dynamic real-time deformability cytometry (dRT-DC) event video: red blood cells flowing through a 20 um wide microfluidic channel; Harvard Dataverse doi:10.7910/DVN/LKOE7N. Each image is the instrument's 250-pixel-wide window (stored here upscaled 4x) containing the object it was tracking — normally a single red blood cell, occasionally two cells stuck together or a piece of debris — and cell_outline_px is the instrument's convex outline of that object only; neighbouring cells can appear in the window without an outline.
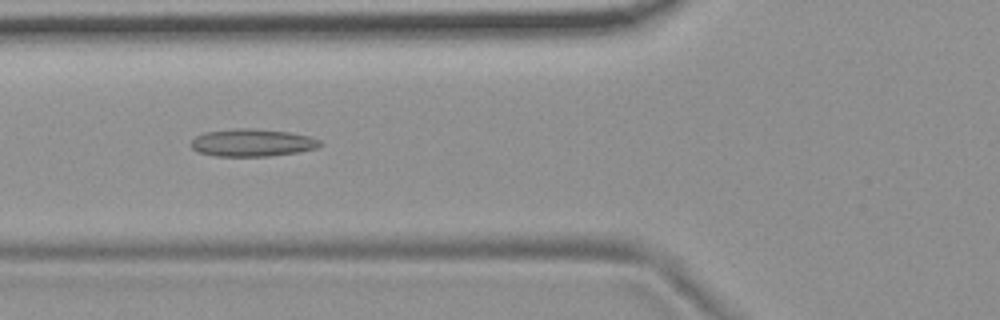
{"species": "common noctule bat (a hibernating species)", "species_latin": "Nyctalus noctula", "temperature_condition": "room temperature", "stored_images_in_passage": 40, "camera_frame_rate_fps": 3000, "um_per_image_px": 0.085, "animal": {"sex": "female", "body_mass_g": 19.9}, "frame": {"image": 1, "passage_image": 12, "time_ms": 3.667, "image_size_px": [1000, 320], "cell_outline_px": [[324, 144], [316, 148], [300, 152], [268, 156], [216, 156], [196, 152], [192, 148], [192, 140], [196, 136], [204, 132], [236, 128], [252, 128], [288, 132], [308, 136], [320, 140]], "centroid_in_image_um": [21.44, 12.13], "position_along_channel_um": 104.4, "area_um2": 20.75}, "authors_computed_cell_mechanics": {"area_um2": 19.4497, "velocity_mm_per_s": 3.7346, "shape_relaxation_time_tau1_ms": null, "shape_relaxation_time_tau2_ms": 4.3238, "deformation_change_tau1": null, "deformation_change_tau2": 0.1507}}